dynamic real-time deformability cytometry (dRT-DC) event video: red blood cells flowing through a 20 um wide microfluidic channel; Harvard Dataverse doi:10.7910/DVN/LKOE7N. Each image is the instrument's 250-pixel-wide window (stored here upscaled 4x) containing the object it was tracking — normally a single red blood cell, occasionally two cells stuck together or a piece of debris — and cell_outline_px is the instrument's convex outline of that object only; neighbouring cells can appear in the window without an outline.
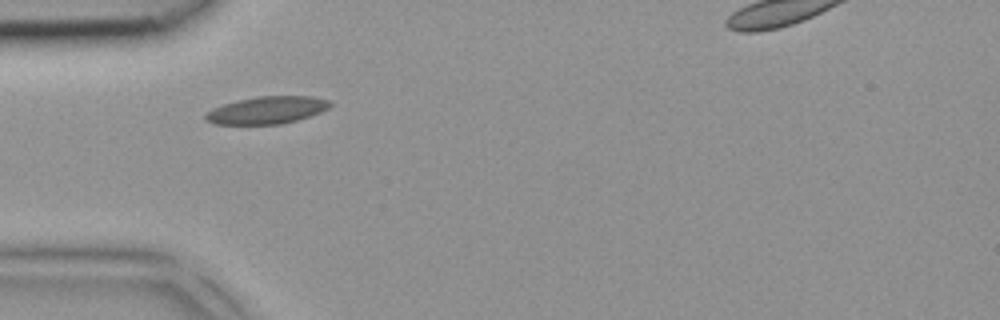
{"species": "common noctule bat (a hibernating species)", "species_latin": "Nyctalus noctula", "temperature_condition": "room temperature", "stored_images_in_passage": 1, "camera_frame_rate_fps": 3000, "um_per_image_px": 0.085, "animal": {"sex": "female", "body_mass_g": 18.4}, "frame": {"image": 1, "passage_image": 1, "time_ms": 0.0, "image_size_px": [1000, 320], "cell_outline_px": [[332, 104], [328, 108], [320, 112], [296, 120], [280, 124], [212, 124], [204, 120], [204, 116], [212, 108], [236, 100], [256, 96], [312, 96], [328, 100]], "centroid_in_image_um": [22.65, 9.36], "position_along_channel_um": 62.4, "area_um2": 19.83}}